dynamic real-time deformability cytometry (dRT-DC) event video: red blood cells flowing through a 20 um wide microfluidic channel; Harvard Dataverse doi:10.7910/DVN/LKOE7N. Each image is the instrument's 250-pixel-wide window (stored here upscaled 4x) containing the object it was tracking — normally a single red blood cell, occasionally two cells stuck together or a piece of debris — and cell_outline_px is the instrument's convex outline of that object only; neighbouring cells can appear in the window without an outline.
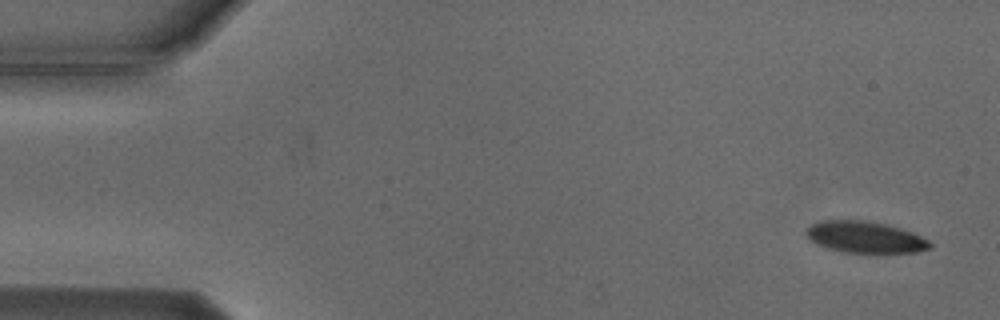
{"species": "Egyptian fruit bat (a non-hibernating species)", "species_latin": "Rousettus aegyptiacus", "temperature_condition": "cold", "stored_images_in_passage": 8, "camera_frame_rate_fps": 3000, "um_per_image_px": 0.085, "animal": {"sex": "male"}, "frame": {"image": 1, "passage_image": 1, "time_ms": 0.0, "image_size_px": [1000, 320], "cell_outline_px": [[932, 248], [916, 252], [844, 252], [828, 248], [816, 244], [804, 232], [812, 224], [820, 220], [864, 220], [888, 224], [912, 232], [928, 240], [932, 244]], "centroid_in_image_um": [73.54, 20.14], "position_along_channel_um": 11.5, "area_um2": 22.6}}
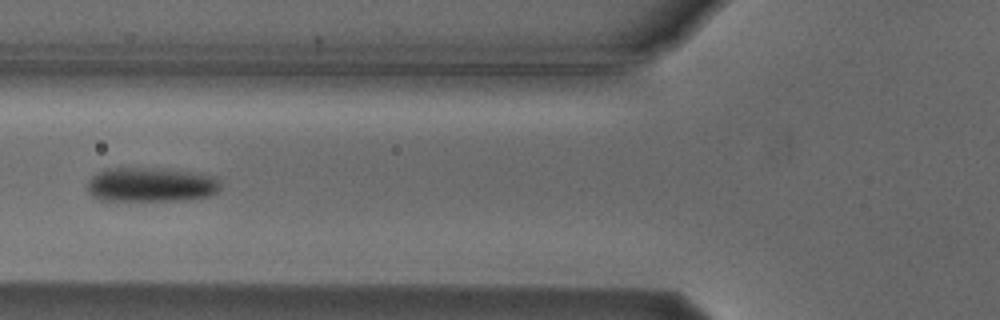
{"frame": {"image": 2, "passage_image": 6, "time_ms": 6.0, "image_size_px": [1000, 320], "cell_outline_px": [[220, 188], [216, 192], [208, 196], [184, 200], [100, 200], [92, 196], [88, 192], [88, 180], [96, 172], [104, 168], [164, 168], [192, 172], [216, 176], [220, 184]], "centroid_in_image_um": [12.81, 15.68], "position_along_channel_um": 113.0, "area_um2": 26.88}}
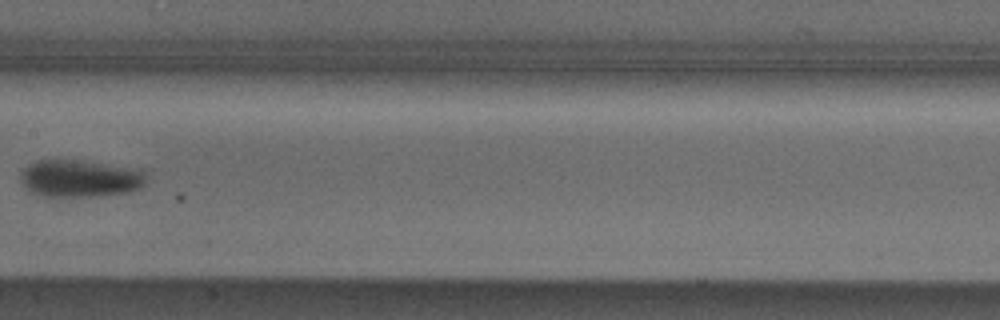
{"frame": {"image": 3, "passage_image": 8, "time_ms": 8.333, "image_size_px": [1000, 320], "cell_outline_px": [[148, 184], [132, 192], [96, 196], [44, 196], [32, 192], [20, 180], [20, 172], [24, 168], [40, 160], [72, 160], [140, 168], [148, 172]], "centroid_in_image_um": [6.93, 15.17], "position_along_channel_um": 200.5, "area_um2": 27.51}}